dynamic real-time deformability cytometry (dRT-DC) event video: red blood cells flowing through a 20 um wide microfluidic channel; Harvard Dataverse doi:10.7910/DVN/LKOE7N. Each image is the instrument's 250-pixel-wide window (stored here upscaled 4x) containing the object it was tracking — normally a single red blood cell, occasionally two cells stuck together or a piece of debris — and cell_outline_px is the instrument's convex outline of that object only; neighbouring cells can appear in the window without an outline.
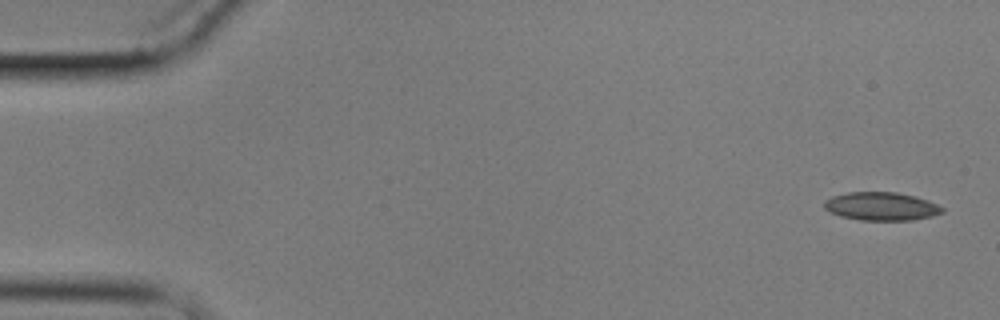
{"species": "common noctule bat (a hibernating species)", "species_latin": "Nyctalus noctula", "temperature_condition": "cold", "stored_images_in_passage": 5, "camera_frame_rate_fps": 3000, "um_per_image_px": 0.085, "animal": {"sex": "male", "body_mass_g": 17.9}, "frame": {"image": 1, "passage_image": 1, "time_ms": 0.0, "image_size_px": [1000, 320], "cell_outline_px": [[944, 212], [932, 216], [912, 220], [860, 220], [840, 216], [824, 208], [824, 200], [832, 196], [848, 192], [896, 192], [916, 196], [928, 200], [944, 208]], "centroid_in_image_um": [74.92, 17.53], "position_along_channel_um": 10.1, "area_um2": 19.48}}
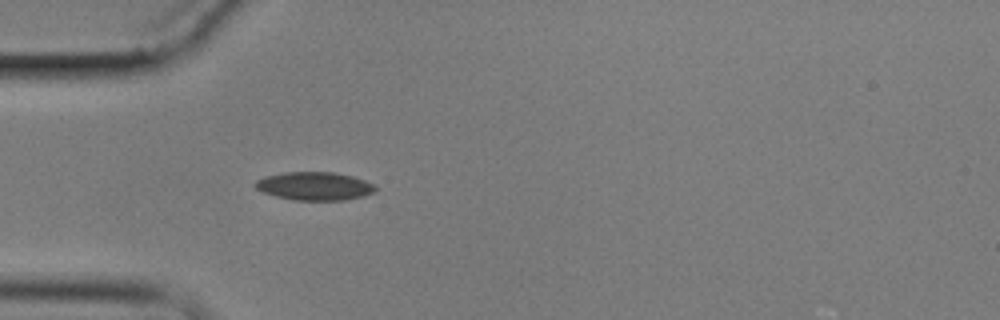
{"frame": {"image": 2, "passage_image": 5, "time_ms": 5.0, "image_size_px": [1000, 320], "cell_outline_px": [[376, 192], [364, 196], [344, 200], [292, 200], [276, 196], [264, 192], [256, 188], [252, 184], [256, 180], [264, 176], [284, 172], [332, 172], [352, 176], [364, 180], [372, 184], [376, 188]], "centroid_in_image_um": [26.71, 15.82], "position_along_channel_um": 58.3, "area_um2": 19.83}}